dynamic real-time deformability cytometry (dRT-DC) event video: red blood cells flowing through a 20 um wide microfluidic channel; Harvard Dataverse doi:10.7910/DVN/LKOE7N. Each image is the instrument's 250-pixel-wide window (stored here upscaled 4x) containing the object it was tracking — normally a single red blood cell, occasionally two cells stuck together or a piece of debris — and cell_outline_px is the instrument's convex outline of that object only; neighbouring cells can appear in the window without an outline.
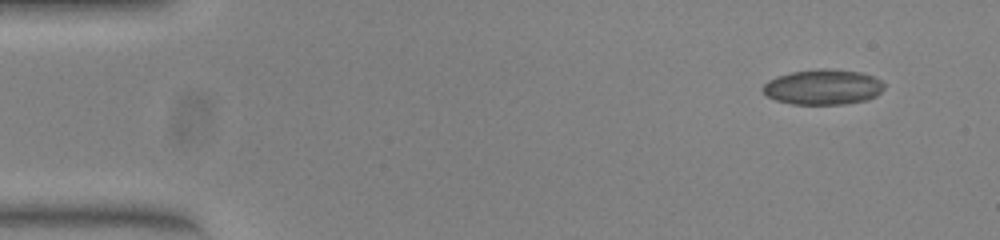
{"species": "common noctule bat (a hibernating species)", "species_latin": "Nyctalus noctula", "temperature_condition": "warm", "stored_images_in_passage": 50, "camera_frame_rate_fps": 3000, "um_per_image_px": 0.085, "animal": {"sex": "female", "body_mass_g": 23.0, "forearm_length_mm": 53.4}, "frame": {"image": 1, "passage_image": 1, "time_ms": 0.0, "image_size_px": [1000, 240], "cell_outline_px": [[884, 88], [876, 96], [868, 100], [844, 104], [792, 104], [776, 100], [768, 96], [760, 88], [768, 80], [776, 76], [792, 72], [820, 68], [828, 68], [860, 72], [872, 76], [880, 80], [884, 84]], "centroid_in_image_um": [69.95, 7.39], "position_along_channel_um": 15.1, "area_um2": 25.03}}
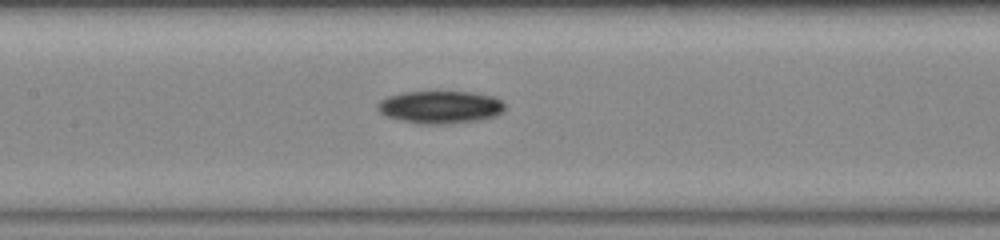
{"frame": {"image": 2, "passage_image": 22, "time_ms": 7.0, "image_size_px": [1000, 240], "cell_outline_px": [[504, 112], [496, 116], [476, 120], [444, 124], [416, 124], [400, 120], [388, 116], [380, 112], [376, 108], [376, 104], [380, 100], [388, 96], [404, 92], [472, 92], [492, 96], [500, 100], [504, 104]], "centroid_in_image_um": [37.4, 9.1], "position_along_channel_um": 170.0, "area_um2": 24.16}}
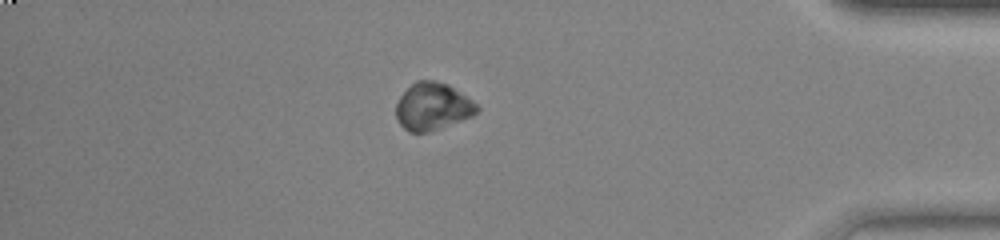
{"frame": {"image": 3, "passage_image": 43, "time_ms": 14.0, "image_size_px": [1000, 240], "cell_outline_px": [[480, 108], [472, 116], [440, 128], [428, 132], [408, 132], [400, 124], [396, 116], [396, 104], [400, 96], [416, 80], [432, 80], [448, 84], [472, 100]], "centroid_in_image_um": [36.76, 9.05], "position_along_channel_um": 398.4, "area_um2": 22.14}, "authors_computed_cell_mechanics": {"area_um2": 23.2356, "velocity_mm_per_s": 3.7967, "shape_relaxation_time_tau1_ms": 2.6339, "shape_relaxation_time_tau2_ms": null, "deformation_change_tau1": 0.0872, "deformation_change_tau2": null}}